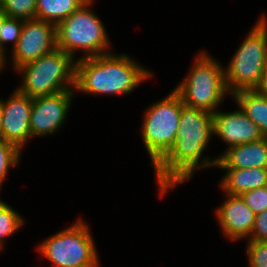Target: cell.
Wrapping results in <instances>:
<instances>
[{
    "label": "cell",
    "instance_id": "obj_1",
    "mask_svg": "<svg viewBox=\"0 0 267 267\" xmlns=\"http://www.w3.org/2000/svg\"><path fill=\"white\" fill-rule=\"evenodd\" d=\"M212 135L213 113L184 105L174 145L153 167L159 196L190 180L195 170L216 166L217 158L202 157Z\"/></svg>",
    "mask_w": 267,
    "mask_h": 267
},
{
    "label": "cell",
    "instance_id": "obj_2",
    "mask_svg": "<svg viewBox=\"0 0 267 267\" xmlns=\"http://www.w3.org/2000/svg\"><path fill=\"white\" fill-rule=\"evenodd\" d=\"M151 77L152 72L129 55L108 53L76 61L74 91L120 96Z\"/></svg>",
    "mask_w": 267,
    "mask_h": 267
},
{
    "label": "cell",
    "instance_id": "obj_3",
    "mask_svg": "<svg viewBox=\"0 0 267 267\" xmlns=\"http://www.w3.org/2000/svg\"><path fill=\"white\" fill-rule=\"evenodd\" d=\"M93 0H87L56 26L57 48L74 60L77 51L84 50L78 59L92 58L111 53L110 40L100 18L90 9Z\"/></svg>",
    "mask_w": 267,
    "mask_h": 267
},
{
    "label": "cell",
    "instance_id": "obj_4",
    "mask_svg": "<svg viewBox=\"0 0 267 267\" xmlns=\"http://www.w3.org/2000/svg\"><path fill=\"white\" fill-rule=\"evenodd\" d=\"M75 64L68 53L56 48L15 70L22 74L16 89L32 98L74 90Z\"/></svg>",
    "mask_w": 267,
    "mask_h": 267
},
{
    "label": "cell",
    "instance_id": "obj_5",
    "mask_svg": "<svg viewBox=\"0 0 267 267\" xmlns=\"http://www.w3.org/2000/svg\"><path fill=\"white\" fill-rule=\"evenodd\" d=\"M185 79L174 88L185 106L216 112L230 92L226 85L225 70L218 60L201 51Z\"/></svg>",
    "mask_w": 267,
    "mask_h": 267
},
{
    "label": "cell",
    "instance_id": "obj_6",
    "mask_svg": "<svg viewBox=\"0 0 267 267\" xmlns=\"http://www.w3.org/2000/svg\"><path fill=\"white\" fill-rule=\"evenodd\" d=\"M262 15L225 68L226 85L231 95L253 90L259 85L267 66V18Z\"/></svg>",
    "mask_w": 267,
    "mask_h": 267
},
{
    "label": "cell",
    "instance_id": "obj_7",
    "mask_svg": "<svg viewBox=\"0 0 267 267\" xmlns=\"http://www.w3.org/2000/svg\"><path fill=\"white\" fill-rule=\"evenodd\" d=\"M78 221L46 238L37 247L52 267H100V259L89 226Z\"/></svg>",
    "mask_w": 267,
    "mask_h": 267
},
{
    "label": "cell",
    "instance_id": "obj_8",
    "mask_svg": "<svg viewBox=\"0 0 267 267\" xmlns=\"http://www.w3.org/2000/svg\"><path fill=\"white\" fill-rule=\"evenodd\" d=\"M184 103L173 89L170 94L146 109L141 135L154 167L172 148L179 129Z\"/></svg>",
    "mask_w": 267,
    "mask_h": 267
},
{
    "label": "cell",
    "instance_id": "obj_9",
    "mask_svg": "<svg viewBox=\"0 0 267 267\" xmlns=\"http://www.w3.org/2000/svg\"><path fill=\"white\" fill-rule=\"evenodd\" d=\"M57 48L56 26L39 19L24 20L20 38L13 48L12 68L15 70Z\"/></svg>",
    "mask_w": 267,
    "mask_h": 267
},
{
    "label": "cell",
    "instance_id": "obj_10",
    "mask_svg": "<svg viewBox=\"0 0 267 267\" xmlns=\"http://www.w3.org/2000/svg\"><path fill=\"white\" fill-rule=\"evenodd\" d=\"M74 90L33 98L30 132L31 137H42L56 133L67 119Z\"/></svg>",
    "mask_w": 267,
    "mask_h": 267
},
{
    "label": "cell",
    "instance_id": "obj_11",
    "mask_svg": "<svg viewBox=\"0 0 267 267\" xmlns=\"http://www.w3.org/2000/svg\"><path fill=\"white\" fill-rule=\"evenodd\" d=\"M7 100H3V121L0 138L15 145L21 152L24 145L31 139L30 116L33 98L12 91Z\"/></svg>",
    "mask_w": 267,
    "mask_h": 267
},
{
    "label": "cell",
    "instance_id": "obj_12",
    "mask_svg": "<svg viewBox=\"0 0 267 267\" xmlns=\"http://www.w3.org/2000/svg\"><path fill=\"white\" fill-rule=\"evenodd\" d=\"M217 110L213 113V136L222 139L228 146L226 149L264 138L259 127L240 108L232 112Z\"/></svg>",
    "mask_w": 267,
    "mask_h": 267
},
{
    "label": "cell",
    "instance_id": "obj_13",
    "mask_svg": "<svg viewBox=\"0 0 267 267\" xmlns=\"http://www.w3.org/2000/svg\"><path fill=\"white\" fill-rule=\"evenodd\" d=\"M226 194V200L216 209V220L229 241L248 239L255 223V214L240 195Z\"/></svg>",
    "mask_w": 267,
    "mask_h": 267
},
{
    "label": "cell",
    "instance_id": "obj_14",
    "mask_svg": "<svg viewBox=\"0 0 267 267\" xmlns=\"http://www.w3.org/2000/svg\"><path fill=\"white\" fill-rule=\"evenodd\" d=\"M267 168V137L233 146L217 156L215 168Z\"/></svg>",
    "mask_w": 267,
    "mask_h": 267
},
{
    "label": "cell",
    "instance_id": "obj_15",
    "mask_svg": "<svg viewBox=\"0 0 267 267\" xmlns=\"http://www.w3.org/2000/svg\"><path fill=\"white\" fill-rule=\"evenodd\" d=\"M225 175L220 180V188L230 195H241L244 192L267 186V168H220Z\"/></svg>",
    "mask_w": 267,
    "mask_h": 267
},
{
    "label": "cell",
    "instance_id": "obj_16",
    "mask_svg": "<svg viewBox=\"0 0 267 267\" xmlns=\"http://www.w3.org/2000/svg\"><path fill=\"white\" fill-rule=\"evenodd\" d=\"M234 102L243 113L251 119L267 137V97L253 90H240L232 94Z\"/></svg>",
    "mask_w": 267,
    "mask_h": 267
},
{
    "label": "cell",
    "instance_id": "obj_17",
    "mask_svg": "<svg viewBox=\"0 0 267 267\" xmlns=\"http://www.w3.org/2000/svg\"><path fill=\"white\" fill-rule=\"evenodd\" d=\"M87 0H37L35 18L57 26Z\"/></svg>",
    "mask_w": 267,
    "mask_h": 267
},
{
    "label": "cell",
    "instance_id": "obj_18",
    "mask_svg": "<svg viewBox=\"0 0 267 267\" xmlns=\"http://www.w3.org/2000/svg\"><path fill=\"white\" fill-rule=\"evenodd\" d=\"M22 215L14 210L8 203L0 202V250L3 249L5 239L19 231L24 226Z\"/></svg>",
    "mask_w": 267,
    "mask_h": 267
},
{
    "label": "cell",
    "instance_id": "obj_19",
    "mask_svg": "<svg viewBox=\"0 0 267 267\" xmlns=\"http://www.w3.org/2000/svg\"><path fill=\"white\" fill-rule=\"evenodd\" d=\"M37 0H0V9L7 17L29 20L35 18Z\"/></svg>",
    "mask_w": 267,
    "mask_h": 267
},
{
    "label": "cell",
    "instance_id": "obj_20",
    "mask_svg": "<svg viewBox=\"0 0 267 267\" xmlns=\"http://www.w3.org/2000/svg\"><path fill=\"white\" fill-rule=\"evenodd\" d=\"M21 153L15 145L0 138V188L9 169L20 164Z\"/></svg>",
    "mask_w": 267,
    "mask_h": 267
},
{
    "label": "cell",
    "instance_id": "obj_21",
    "mask_svg": "<svg viewBox=\"0 0 267 267\" xmlns=\"http://www.w3.org/2000/svg\"><path fill=\"white\" fill-rule=\"evenodd\" d=\"M23 19L7 17L0 30V50L6 54V43H12V49L16 46L23 27Z\"/></svg>",
    "mask_w": 267,
    "mask_h": 267
},
{
    "label": "cell",
    "instance_id": "obj_22",
    "mask_svg": "<svg viewBox=\"0 0 267 267\" xmlns=\"http://www.w3.org/2000/svg\"><path fill=\"white\" fill-rule=\"evenodd\" d=\"M249 267H267V241H247Z\"/></svg>",
    "mask_w": 267,
    "mask_h": 267
},
{
    "label": "cell",
    "instance_id": "obj_23",
    "mask_svg": "<svg viewBox=\"0 0 267 267\" xmlns=\"http://www.w3.org/2000/svg\"><path fill=\"white\" fill-rule=\"evenodd\" d=\"M240 196L255 215L267 209V186L244 192Z\"/></svg>",
    "mask_w": 267,
    "mask_h": 267
},
{
    "label": "cell",
    "instance_id": "obj_24",
    "mask_svg": "<svg viewBox=\"0 0 267 267\" xmlns=\"http://www.w3.org/2000/svg\"><path fill=\"white\" fill-rule=\"evenodd\" d=\"M247 241H267V209L255 215V223Z\"/></svg>",
    "mask_w": 267,
    "mask_h": 267
},
{
    "label": "cell",
    "instance_id": "obj_25",
    "mask_svg": "<svg viewBox=\"0 0 267 267\" xmlns=\"http://www.w3.org/2000/svg\"><path fill=\"white\" fill-rule=\"evenodd\" d=\"M255 90L263 96L267 97V66L265 67L261 81Z\"/></svg>",
    "mask_w": 267,
    "mask_h": 267
},
{
    "label": "cell",
    "instance_id": "obj_26",
    "mask_svg": "<svg viewBox=\"0 0 267 267\" xmlns=\"http://www.w3.org/2000/svg\"><path fill=\"white\" fill-rule=\"evenodd\" d=\"M6 57L7 56H5V54L0 50V72L6 67Z\"/></svg>",
    "mask_w": 267,
    "mask_h": 267
},
{
    "label": "cell",
    "instance_id": "obj_27",
    "mask_svg": "<svg viewBox=\"0 0 267 267\" xmlns=\"http://www.w3.org/2000/svg\"><path fill=\"white\" fill-rule=\"evenodd\" d=\"M3 121V100L0 99V129Z\"/></svg>",
    "mask_w": 267,
    "mask_h": 267
},
{
    "label": "cell",
    "instance_id": "obj_28",
    "mask_svg": "<svg viewBox=\"0 0 267 267\" xmlns=\"http://www.w3.org/2000/svg\"><path fill=\"white\" fill-rule=\"evenodd\" d=\"M7 18L4 12L0 9V30L2 29V23Z\"/></svg>",
    "mask_w": 267,
    "mask_h": 267
}]
</instances>
